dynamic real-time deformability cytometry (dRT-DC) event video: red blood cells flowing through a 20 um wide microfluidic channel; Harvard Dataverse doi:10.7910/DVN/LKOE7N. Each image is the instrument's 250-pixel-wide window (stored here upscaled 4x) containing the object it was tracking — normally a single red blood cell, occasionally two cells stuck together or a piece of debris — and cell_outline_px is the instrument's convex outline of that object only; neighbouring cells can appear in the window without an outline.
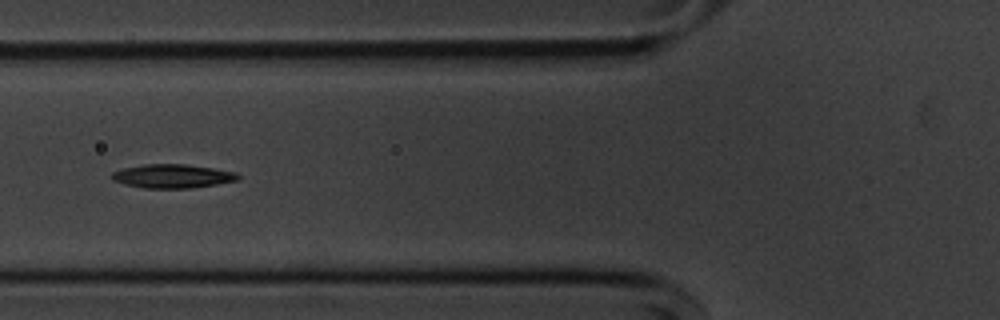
{"species": "common noctule bat (a hibernating species)", "species_latin": "Nyctalus noctula", "temperature_condition": "cold", "stored_images_in_passage": 55, "segment_of_instrument_passage": [1, 2], "camera_frame_rate_fps": 3000, "um_per_image_px": 0.085, "animal": {"sex": "male", "body_mass_g": 20.1, "forearm_length_mm": 53.5}, "frame": {"image": 1, "passage_image": 20, "time_ms": 6.333, "image_size_px": [1000, 320], "cell_outline_px": [[240, 176], [236, 180], [216, 184], [192, 188], [144, 188], [124, 184], [112, 180], [112, 172], [124, 168], [144, 164], [184, 164], [212, 168], [236, 172]], "centroid_in_image_um": [14.64, 14.97], "position_along_channel_um": 111.2, "area_um2": 17.34}}
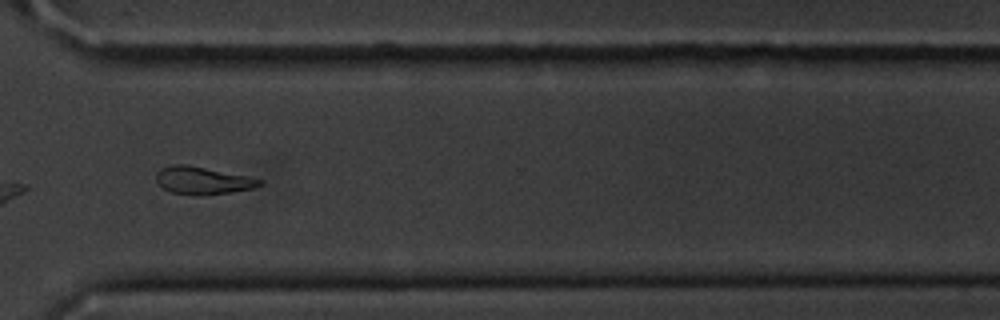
{"frame": {"image": 2, "passage_image": 40, "time_ms": 13.0, "image_size_px": [1000, 320], "cell_outline_px": [[264, 180], [260, 184], [252, 188], [228, 192], [200, 196], [196, 196], [172, 192], [164, 188], [156, 180], [156, 172], [160, 168], [176, 164], [188, 164], [248, 176]], "centroid_in_image_um": [17.2, 15.33], "position_along_channel_um": 353.4, "area_um2": 16.53}}
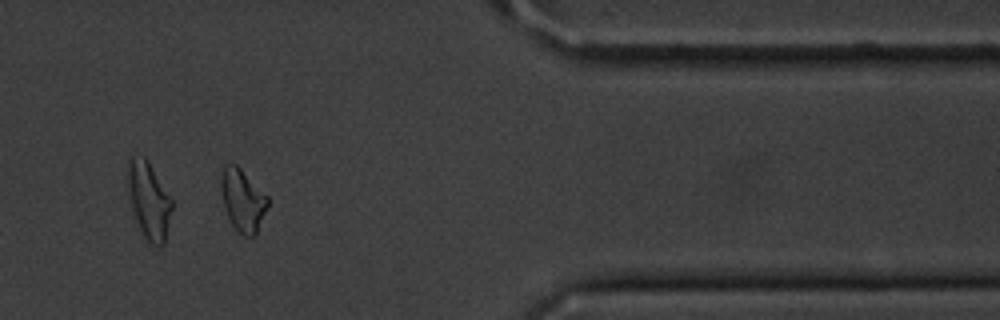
{"frame": {"image": 3, "passage_image": 45, "time_ms": 14.667, "image_size_px": [1000, 320], "cell_outline_px": [[268, 204], [256, 236], [244, 236], [232, 224], [224, 208], [220, 192], [220, 176], [224, 164], [236, 164], [268, 196]], "centroid_in_image_um": [20.61, 17.0], "position_along_channel_um": 390.8, "area_um2": 16.99}}